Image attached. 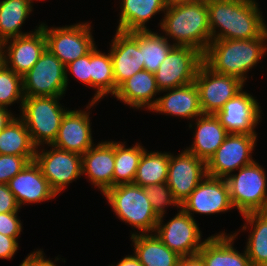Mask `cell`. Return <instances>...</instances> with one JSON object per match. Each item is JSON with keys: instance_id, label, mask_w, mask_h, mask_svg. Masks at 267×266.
Masks as SVG:
<instances>
[{"instance_id": "46", "label": "cell", "mask_w": 267, "mask_h": 266, "mask_svg": "<svg viewBox=\"0 0 267 266\" xmlns=\"http://www.w3.org/2000/svg\"><path fill=\"white\" fill-rule=\"evenodd\" d=\"M165 5L167 8L172 7V6H177V5H182V4H187L191 3L197 0H164Z\"/></svg>"}, {"instance_id": "15", "label": "cell", "mask_w": 267, "mask_h": 266, "mask_svg": "<svg viewBox=\"0 0 267 266\" xmlns=\"http://www.w3.org/2000/svg\"><path fill=\"white\" fill-rule=\"evenodd\" d=\"M180 208L191 217L195 212L210 215L231 210L233 206L226 179L206 175L190 196L181 203Z\"/></svg>"}, {"instance_id": "40", "label": "cell", "mask_w": 267, "mask_h": 266, "mask_svg": "<svg viewBox=\"0 0 267 266\" xmlns=\"http://www.w3.org/2000/svg\"><path fill=\"white\" fill-rule=\"evenodd\" d=\"M20 209L7 184H0V213L18 212Z\"/></svg>"}, {"instance_id": "27", "label": "cell", "mask_w": 267, "mask_h": 266, "mask_svg": "<svg viewBox=\"0 0 267 266\" xmlns=\"http://www.w3.org/2000/svg\"><path fill=\"white\" fill-rule=\"evenodd\" d=\"M164 0H122L119 25L123 32L149 30L146 23L155 14L166 10Z\"/></svg>"}, {"instance_id": "7", "label": "cell", "mask_w": 267, "mask_h": 266, "mask_svg": "<svg viewBox=\"0 0 267 266\" xmlns=\"http://www.w3.org/2000/svg\"><path fill=\"white\" fill-rule=\"evenodd\" d=\"M66 89L65 65L46 48L23 76L24 97H63Z\"/></svg>"}, {"instance_id": "43", "label": "cell", "mask_w": 267, "mask_h": 266, "mask_svg": "<svg viewBox=\"0 0 267 266\" xmlns=\"http://www.w3.org/2000/svg\"><path fill=\"white\" fill-rule=\"evenodd\" d=\"M177 266H205L202 258L197 254L193 256L180 257Z\"/></svg>"}, {"instance_id": "37", "label": "cell", "mask_w": 267, "mask_h": 266, "mask_svg": "<svg viewBox=\"0 0 267 266\" xmlns=\"http://www.w3.org/2000/svg\"><path fill=\"white\" fill-rule=\"evenodd\" d=\"M34 159L35 156L0 154V184H7Z\"/></svg>"}, {"instance_id": "4", "label": "cell", "mask_w": 267, "mask_h": 266, "mask_svg": "<svg viewBox=\"0 0 267 266\" xmlns=\"http://www.w3.org/2000/svg\"><path fill=\"white\" fill-rule=\"evenodd\" d=\"M119 219L139 230L138 234L155 231L159 217L153 211L144 188L121 184L103 194Z\"/></svg>"}, {"instance_id": "5", "label": "cell", "mask_w": 267, "mask_h": 266, "mask_svg": "<svg viewBox=\"0 0 267 266\" xmlns=\"http://www.w3.org/2000/svg\"><path fill=\"white\" fill-rule=\"evenodd\" d=\"M60 98L38 96L25 97L23 100L20 118L39 149L41 145H51L55 141L61 120L68 111L59 104Z\"/></svg>"}, {"instance_id": "36", "label": "cell", "mask_w": 267, "mask_h": 266, "mask_svg": "<svg viewBox=\"0 0 267 266\" xmlns=\"http://www.w3.org/2000/svg\"><path fill=\"white\" fill-rule=\"evenodd\" d=\"M146 196L149 198L151 207L158 217L164 216L165 207L175 205L180 208V204L174 198L167 183H158L143 187Z\"/></svg>"}, {"instance_id": "20", "label": "cell", "mask_w": 267, "mask_h": 266, "mask_svg": "<svg viewBox=\"0 0 267 266\" xmlns=\"http://www.w3.org/2000/svg\"><path fill=\"white\" fill-rule=\"evenodd\" d=\"M7 185L20 208L26 203H40L56 196L35 160L29 162Z\"/></svg>"}, {"instance_id": "41", "label": "cell", "mask_w": 267, "mask_h": 266, "mask_svg": "<svg viewBox=\"0 0 267 266\" xmlns=\"http://www.w3.org/2000/svg\"><path fill=\"white\" fill-rule=\"evenodd\" d=\"M19 237H9L0 233V258L11 259L18 250Z\"/></svg>"}, {"instance_id": "13", "label": "cell", "mask_w": 267, "mask_h": 266, "mask_svg": "<svg viewBox=\"0 0 267 266\" xmlns=\"http://www.w3.org/2000/svg\"><path fill=\"white\" fill-rule=\"evenodd\" d=\"M51 146V150L36 149L35 162L51 189L58 195L82 174V155Z\"/></svg>"}, {"instance_id": "44", "label": "cell", "mask_w": 267, "mask_h": 266, "mask_svg": "<svg viewBox=\"0 0 267 266\" xmlns=\"http://www.w3.org/2000/svg\"><path fill=\"white\" fill-rule=\"evenodd\" d=\"M14 118L11 112L7 108L0 107V132L9 124Z\"/></svg>"}, {"instance_id": "22", "label": "cell", "mask_w": 267, "mask_h": 266, "mask_svg": "<svg viewBox=\"0 0 267 266\" xmlns=\"http://www.w3.org/2000/svg\"><path fill=\"white\" fill-rule=\"evenodd\" d=\"M237 234L222 232L205 239L198 252L205 266H252L246 250L240 253L233 247Z\"/></svg>"}, {"instance_id": "47", "label": "cell", "mask_w": 267, "mask_h": 266, "mask_svg": "<svg viewBox=\"0 0 267 266\" xmlns=\"http://www.w3.org/2000/svg\"><path fill=\"white\" fill-rule=\"evenodd\" d=\"M4 46L3 43L0 42V68L5 64V60H4Z\"/></svg>"}, {"instance_id": "33", "label": "cell", "mask_w": 267, "mask_h": 266, "mask_svg": "<svg viewBox=\"0 0 267 266\" xmlns=\"http://www.w3.org/2000/svg\"><path fill=\"white\" fill-rule=\"evenodd\" d=\"M170 153L145 150L141 156L133 184L141 187L166 183Z\"/></svg>"}, {"instance_id": "19", "label": "cell", "mask_w": 267, "mask_h": 266, "mask_svg": "<svg viewBox=\"0 0 267 266\" xmlns=\"http://www.w3.org/2000/svg\"><path fill=\"white\" fill-rule=\"evenodd\" d=\"M110 55L113 63L115 93L118 87L137 72L144 70L138 41L129 33L116 30L111 40Z\"/></svg>"}, {"instance_id": "18", "label": "cell", "mask_w": 267, "mask_h": 266, "mask_svg": "<svg viewBox=\"0 0 267 266\" xmlns=\"http://www.w3.org/2000/svg\"><path fill=\"white\" fill-rule=\"evenodd\" d=\"M89 113L83 110H68L61 120L56 139L51 145L83 155L94 145Z\"/></svg>"}, {"instance_id": "48", "label": "cell", "mask_w": 267, "mask_h": 266, "mask_svg": "<svg viewBox=\"0 0 267 266\" xmlns=\"http://www.w3.org/2000/svg\"><path fill=\"white\" fill-rule=\"evenodd\" d=\"M19 266H28V257H26Z\"/></svg>"}, {"instance_id": "16", "label": "cell", "mask_w": 267, "mask_h": 266, "mask_svg": "<svg viewBox=\"0 0 267 266\" xmlns=\"http://www.w3.org/2000/svg\"><path fill=\"white\" fill-rule=\"evenodd\" d=\"M260 108L257 99L242 90L228 100L216 116L228 133L256 134Z\"/></svg>"}, {"instance_id": "35", "label": "cell", "mask_w": 267, "mask_h": 266, "mask_svg": "<svg viewBox=\"0 0 267 266\" xmlns=\"http://www.w3.org/2000/svg\"><path fill=\"white\" fill-rule=\"evenodd\" d=\"M23 77L16 74L5 64L0 68V107L7 108L17 100H24Z\"/></svg>"}, {"instance_id": "42", "label": "cell", "mask_w": 267, "mask_h": 266, "mask_svg": "<svg viewBox=\"0 0 267 266\" xmlns=\"http://www.w3.org/2000/svg\"><path fill=\"white\" fill-rule=\"evenodd\" d=\"M42 250H36L28 255V266H56L52 260L44 258Z\"/></svg>"}, {"instance_id": "38", "label": "cell", "mask_w": 267, "mask_h": 266, "mask_svg": "<svg viewBox=\"0 0 267 266\" xmlns=\"http://www.w3.org/2000/svg\"><path fill=\"white\" fill-rule=\"evenodd\" d=\"M66 70V84L68 85V73H72L76 79L83 82L85 85L91 86V50L84 56L76 59L65 66ZM69 70V71H68Z\"/></svg>"}, {"instance_id": "25", "label": "cell", "mask_w": 267, "mask_h": 266, "mask_svg": "<svg viewBox=\"0 0 267 266\" xmlns=\"http://www.w3.org/2000/svg\"><path fill=\"white\" fill-rule=\"evenodd\" d=\"M196 121L193 144L186 150L207 162L229 133L214 114H202Z\"/></svg>"}, {"instance_id": "1", "label": "cell", "mask_w": 267, "mask_h": 266, "mask_svg": "<svg viewBox=\"0 0 267 266\" xmlns=\"http://www.w3.org/2000/svg\"><path fill=\"white\" fill-rule=\"evenodd\" d=\"M211 41L218 39H254L267 24L255 0H206ZM217 27L219 31H216ZM217 34V35H216Z\"/></svg>"}, {"instance_id": "9", "label": "cell", "mask_w": 267, "mask_h": 266, "mask_svg": "<svg viewBox=\"0 0 267 266\" xmlns=\"http://www.w3.org/2000/svg\"><path fill=\"white\" fill-rule=\"evenodd\" d=\"M203 54L190 46L175 45L154 73L160 92L194 82Z\"/></svg>"}, {"instance_id": "11", "label": "cell", "mask_w": 267, "mask_h": 266, "mask_svg": "<svg viewBox=\"0 0 267 266\" xmlns=\"http://www.w3.org/2000/svg\"><path fill=\"white\" fill-rule=\"evenodd\" d=\"M194 83L198 88L203 114L216 115L228 100L244 88V82L241 79L215 73L204 63L199 66Z\"/></svg>"}, {"instance_id": "12", "label": "cell", "mask_w": 267, "mask_h": 266, "mask_svg": "<svg viewBox=\"0 0 267 266\" xmlns=\"http://www.w3.org/2000/svg\"><path fill=\"white\" fill-rule=\"evenodd\" d=\"M163 217H159L156 225V236L180 257L197 255L205 240L201 241V232L194 217L182 208L165 225Z\"/></svg>"}, {"instance_id": "32", "label": "cell", "mask_w": 267, "mask_h": 266, "mask_svg": "<svg viewBox=\"0 0 267 266\" xmlns=\"http://www.w3.org/2000/svg\"><path fill=\"white\" fill-rule=\"evenodd\" d=\"M37 147L23 120L14 117L0 132V154L35 156Z\"/></svg>"}, {"instance_id": "14", "label": "cell", "mask_w": 267, "mask_h": 266, "mask_svg": "<svg viewBox=\"0 0 267 266\" xmlns=\"http://www.w3.org/2000/svg\"><path fill=\"white\" fill-rule=\"evenodd\" d=\"M206 175V162L193 153L186 149L177 156L170 153L166 183L180 205Z\"/></svg>"}, {"instance_id": "26", "label": "cell", "mask_w": 267, "mask_h": 266, "mask_svg": "<svg viewBox=\"0 0 267 266\" xmlns=\"http://www.w3.org/2000/svg\"><path fill=\"white\" fill-rule=\"evenodd\" d=\"M134 255L143 266H177L180 256L167 247L156 234L131 233Z\"/></svg>"}, {"instance_id": "3", "label": "cell", "mask_w": 267, "mask_h": 266, "mask_svg": "<svg viewBox=\"0 0 267 266\" xmlns=\"http://www.w3.org/2000/svg\"><path fill=\"white\" fill-rule=\"evenodd\" d=\"M166 12V13H165ZM160 27L178 46H190L202 54L211 42L206 0L166 8Z\"/></svg>"}, {"instance_id": "34", "label": "cell", "mask_w": 267, "mask_h": 266, "mask_svg": "<svg viewBox=\"0 0 267 266\" xmlns=\"http://www.w3.org/2000/svg\"><path fill=\"white\" fill-rule=\"evenodd\" d=\"M145 150L139 143L126 148L125 143L115 142L113 187L121 184H133L137 167Z\"/></svg>"}, {"instance_id": "23", "label": "cell", "mask_w": 267, "mask_h": 266, "mask_svg": "<svg viewBox=\"0 0 267 266\" xmlns=\"http://www.w3.org/2000/svg\"><path fill=\"white\" fill-rule=\"evenodd\" d=\"M164 92L168 93L158 98L156 105L151 109L152 112L187 119H195L203 114L199 102L198 88L194 82L178 88L164 90Z\"/></svg>"}, {"instance_id": "31", "label": "cell", "mask_w": 267, "mask_h": 266, "mask_svg": "<svg viewBox=\"0 0 267 266\" xmlns=\"http://www.w3.org/2000/svg\"><path fill=\"white\" fill-rule=\"evenodd\" d=\"M29 0H2L0 1V42L23 36L20 27L32 11Z\"/></svg>"}, {"instance_id": "10", "label": "cell", "mask_w": 267, "mask_h": 266, "mask_svg": "<svg viewBox=\"0 0 267 266\" xmlns=\"http://www.w3.org/2000/svg\"><path fill=\"white\" fill-rule=\"evenodd\" d=\"M257 134L229 133L217 151L206 162V173L215 178H227L236 169L254 162L252 151Z\"/></svg>"}, {"instance_id": "30", "label": "cell", "mask_w": 267, "mask_h": 266, "mask_svg": "<svg viewBox=\"0 0 267 266\" xmlns=\"http://www.w3.org/2000/svg\"><path fill=\"white\" fill-rule=\"evenodd\" d=\"M139 43L144 70L155 73L175 44L151 30L129 32Z\"/></svg>"}, {"instance_id": "21", "label": "cell", "mask_w": 267, "mask_h": 266, "mask_svg": "<svg viewBox=\"0 0 267 266\" xmlns=\"http://www.w3.org/2000/svg\"><path fill=\"white\" fill-rule=\"evenodd\" d=\"M114 160V141L99 142L82 155V174L87 175L103 194L113 188Z\"/></svg>"}, {"instance_id": "39", "label": "cell", "mask_w": 267, "mask_h": 266, "mask_svg": "<svg viewBox=\"0 0 267 266\" xmlns=\"http://www.w3.org/2000/svg\"><path fill=\"white\" fill-rule=\"evenodd\" d=\"M17 213H0V233L9 237H19L22 231V223L18 219Z\"/></svg>"}, {"instance_id": "28", "label": "cell", "mask_w": 267, "mask_h": 266, "mask_svg": "<svg viewBox=\"0 0 267 266\" xmlns=\"http://www.w3.org/2000/svg\"><path fill=\"white\" fill-rule=\"evenodd\" d=\"M242 216L246 220L242 230H246L248 225L253 228L245 248L248 258L252 266H263L267 264V211L250 212Z\"/></svg>"}, {"instance_id": "17", "label": "cell", "mask_w": 267, "mask_h": 266, "mask_svg": "<svg viewBox=\"0 0 267 266\" xmlns=\"http://www.w3.org/2000/svg\"><path fill=\"white\" fill-rule=\"evenodd\" d=\"M36 28L34 32L3 42L6 48L4 50L5 65L21 77L35 65L46 49L44 30L40 25Z\"/></svg>"}, {"instance_id": "8", "label": "cell", "mask_w": 267, "mask_h": 266, "mask_svg": "<svg viewBox=\"0 0 267 266\" xmlns=\"http://www.w3.org/2000/svg\"><path fill=\"white\" fill-rule=\"evenodd\" d=\"M46 38V48L65 66L86 55L94 46L89 23H78L64 27L48 28L40 24Z\"/></svg>"}, {"instance_id": "24", "label": "cell", "mask_w": 267, "mask_h": 266, "mask_svg": "<svg viewBox=\"0 0 267 266\" xmlns=\"http://www.w3.org/2000/svg\"><path fill=\"white\" fill-rule=\"evenodd\" d=\"M158 92L160 93V90L157 87L154 73L142 70L125 80L114 96L132 108L143 107L151 111L157 103L158 98L155 99L154 95L156 96Z\"/></svg>"}, {"instance_id": "29", "label": "cell", "mask_w": 267, "mask_h": 266, "mask_svg": "<svg viewBox=\"0 0 267 266\" xmlns=\"http://www.w3.org/2000/svg\"><path fill=\"white\" fill-rule=\"evenodd\" d=\"M91 87L97 91L86 109H90L106 94L115 95V79L110 52L102 53L97 50L96 45L91 49Z\"/></svg>"}, {"instance_id": "45", "label": "cell", "mask_w": 267, "mask_h": 266, "mask_svg": "<svg viewBox=\"0 0 267 266\" xmlns=\"http://www.w3.org/2000/svg\"><path fill=\"white\" fill-rule=\"evenodd\" d=\"M113 266V265H112ZM116 266H143L137 257L133 255H128L124 257Z\"/></svg>"}, {"instance_id": "2", "label": "cell", "mask_w": 267, "mask_h": 266, "mask_svg": "<svg viewBox=\"0 0 267 266\" xmlns=\"http://www.w3.org/2000/svg\"><path fill=\"white\" fill-rule=\"evenodd\" d=\"M267 30L254 39L212 40L203 54V63L213 72L247 80V72L267 50Z\"/></svg>"}, {"instance_id": "6", "label": "cell", "mask_w": 267, "mask_h": 266, "mask_svg": "<svg viewBox=\"0 0 267 266\" xmlns=\"http://www.w3.org/2000/svg\"><path fill=\"white\" fill-rule=\"evenodd\" d=\"M266 178L265 170L255 161L229 175L226 181L233 209L236 207L241 215L267 211Z\"/></svg>"}]
</instances>
